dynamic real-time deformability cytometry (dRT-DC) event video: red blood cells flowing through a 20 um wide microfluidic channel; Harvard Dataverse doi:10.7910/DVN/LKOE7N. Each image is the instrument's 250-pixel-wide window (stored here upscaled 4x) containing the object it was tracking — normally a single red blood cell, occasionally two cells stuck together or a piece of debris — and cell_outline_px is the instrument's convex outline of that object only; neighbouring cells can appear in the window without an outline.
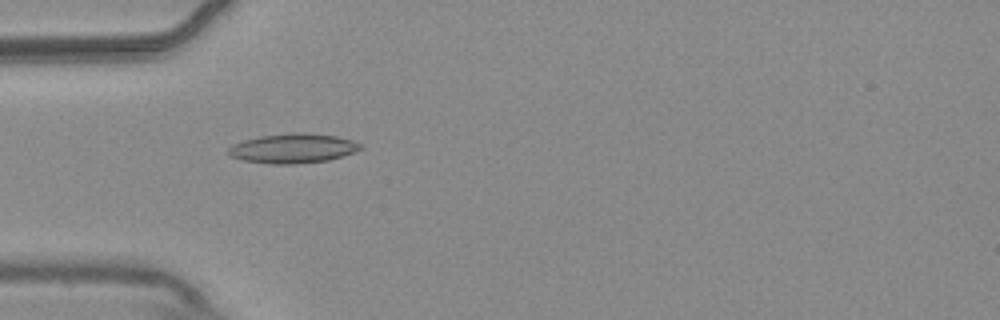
{"species": "common noctule bat (a hibernating species)", "species_latin": "Nyctalus noctula", "temperature_condition": "warm", "stored_images_in_passage": 39, "camera_frame_rate_fps": 3000, "um_per_image_px": 0.085, "animal": {"sex": "male", "body_mass_g": 20.4}, "frame": {"image": 1, "passage_image": 1, "time_ms": 0.0, "image_size_px": [1000, 320], "cell_outline_px": [[364, 148], [328, 160], [296, 164], [272, 164], [244, 160], [228, 156], [228, 148], [232, 144], [244, 140], [260, 136], [292, 132], [304, 132], [336, 136], [352, 140], [364, 144]], "centroid_in_image_um": [24.9, 12.6], "position_along_channel_um": 60.1, "area_um2": 22.83}}
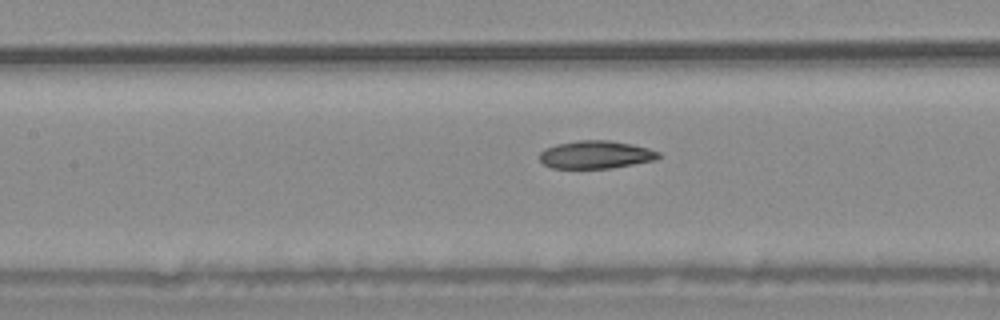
{"frame": {"image": 2, "passage_image": 9, "time_ms": 2.667, "image_size_px": [1000, 320], "cell_outline_px": [[660, 156], [656, 160], [612, 168], [552, 168], [544, 164], [540, 160], [540, 152], [544, 148], [556, 144], [580, 140], [608, 140], [632, 144], [648, 148], [660, 152]], "centroid_in_image_um": [50.64, 13.14], "position_along_channel_um": 156.8, "area_um2": 19.36}}
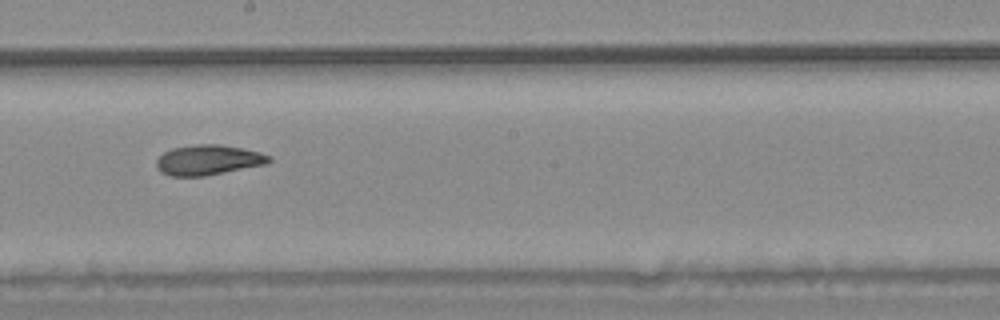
{"frame": {"image": 3, "passage_image": 15, "time_ms": 4.667, "image_size_px": [1000, 320], "cell_outline_px": [[272, 160], [268, 164], [204, 176], [172, 176], [160, 172], [156, 168], [156, 160], [164, 152], [172, 148], [196, 144], [216, 144], [240, 148], [260, 152], [272, 156]], "centroid_in_image_um": [17.71, 13.6], "position_along_channel_um": 230.5, "area_um2": 19.83}, "authors_computed_cell_mechanics": {"area_um2": 19.8832, "velocity_mm_per_s": 3.6916, "shape_relaxation_time_tau1_ms": null, "shape_relaxation_time_tau2_ms": 5.0555, "deformation_change_tau1": null, "deformation_change_tau2": 0.107}}